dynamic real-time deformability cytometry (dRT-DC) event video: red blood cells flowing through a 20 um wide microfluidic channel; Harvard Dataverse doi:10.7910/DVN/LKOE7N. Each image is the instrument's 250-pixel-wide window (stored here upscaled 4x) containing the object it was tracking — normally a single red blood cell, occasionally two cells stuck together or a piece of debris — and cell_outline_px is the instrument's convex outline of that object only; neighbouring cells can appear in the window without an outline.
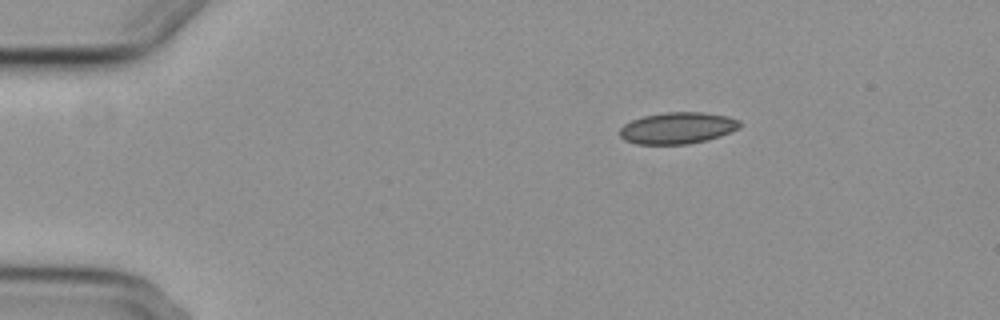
{"species": "common noctule bat (a hibernating species)", "species_latin": "Nyctalus noctula", "temperature_condition": "cold", "stored_images_in_passage": 2, "camera_frame_rate_fps": 3000, "um_per_image_px": 0.085, "animal": {"sex": "female", "body_mass_g": 29.2, "forearm_length_mm": 56.3}, "frame": {"image": 1, "passage_image": 2, "time_ms": 2.0, "image_size_px": [1000, 320], "cell_outline_px": [[740, 128], [720, 136], [708, 140], [688, 144], [636, 144], [624, 140], [620, 136], [620, 128], [624, 124], [632, 120], [644, 116], [664, 112], [704, 112], [728, 116], [740, 120]], "centroid_in_image_um": [57.6, 10.88], "position_along_channel_um": 27.4, "area_um2": 22.2}}